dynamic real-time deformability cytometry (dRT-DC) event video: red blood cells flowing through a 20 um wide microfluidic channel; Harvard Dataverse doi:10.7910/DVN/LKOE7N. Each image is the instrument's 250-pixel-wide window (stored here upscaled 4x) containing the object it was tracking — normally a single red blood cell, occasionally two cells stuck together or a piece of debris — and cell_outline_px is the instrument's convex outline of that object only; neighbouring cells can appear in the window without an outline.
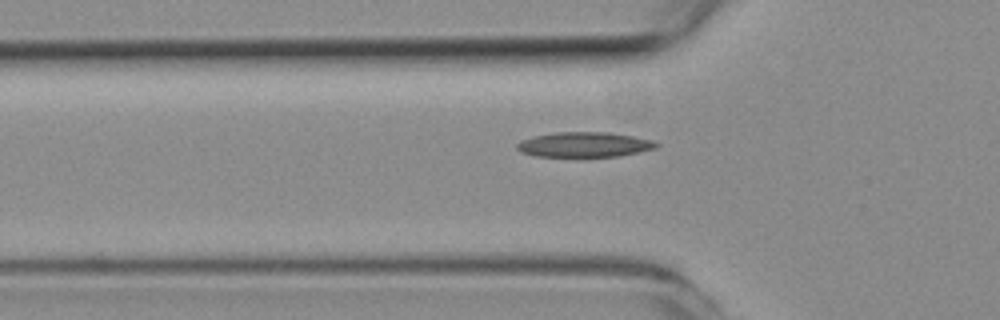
{"species": "common noctule bat (a hibernating species)", "species_latin": "Nyctalus noctula", "temperature_condition": "room temperature", "stored_images_in_passage": 38, "camera_frame_rate_fps": 3000, "um_per_image_px": 0.085, "animal": {"sex": "female", "body_mass_g": 19.3, "forearm_length_mm": 54.1}, "frame": {"image": 1, "passage_image": 9, "time_ms": 2.667, "image_size_px": [1000, 320], "cell_outline_px": [[660, 144], [656, 148], [620, 156], [536, 156], [520, 152], [516, 148], [516, 144], [520, 140], [532, 136], [552, 132], [608, 132], [632, 136], [652, 140]], "centroid_in_image_um": [49.63, 12.28], "position_along_channel_um": 76.2, "area_um2": 20.35}}
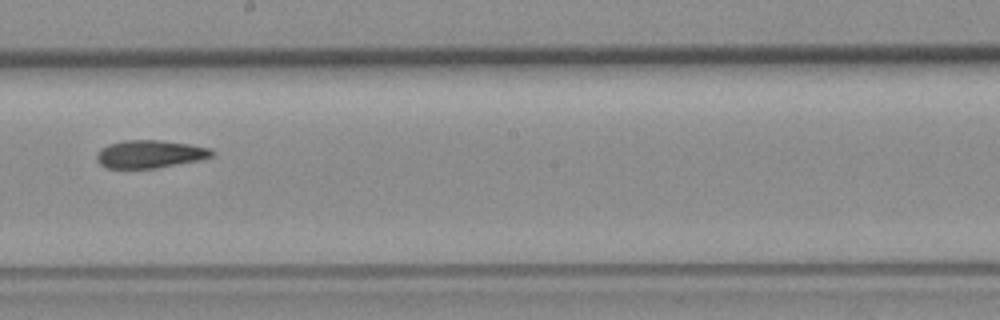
{"frame": {"image": 2, "passage_image": 21, "time_ms": 6.667, "image_size_px": [1000, 320], "cell_outline_px": [[216, 152], [212, 156], [196, 160], [156, 168], [108, 168], [100, 164], [96, 160], [96, 152], [100, 148], [108, 144], [124, 140], [160, 140], [188, 144], [212, 148]], "centroid_in_image_um": [12.7, 13.08], "position_along_channel_um": 235.5, "area_um2": 18.67}}
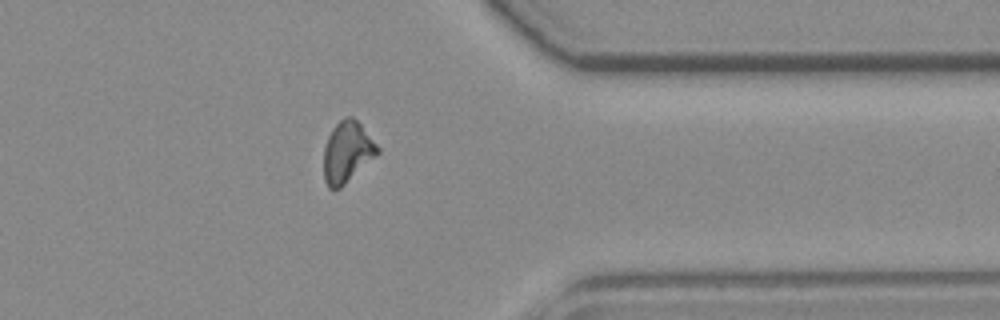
{"frame": {"image": 3, "passage_image": 33, "time_ms": 10.667, "image_size_px": [1000, 320], "cell_outline_px": [[380, 152], [376, 156], [340, 188], [328, 188], [324, 180], [324, 148], [328, 136], [332, 128], [344, 116], [352, 116], [360, 124], [380, 148]], "centroid_in_image_um": [29.5, 12.91], "position_along_channel_um": 381.9, "area_um2": 19.02}}